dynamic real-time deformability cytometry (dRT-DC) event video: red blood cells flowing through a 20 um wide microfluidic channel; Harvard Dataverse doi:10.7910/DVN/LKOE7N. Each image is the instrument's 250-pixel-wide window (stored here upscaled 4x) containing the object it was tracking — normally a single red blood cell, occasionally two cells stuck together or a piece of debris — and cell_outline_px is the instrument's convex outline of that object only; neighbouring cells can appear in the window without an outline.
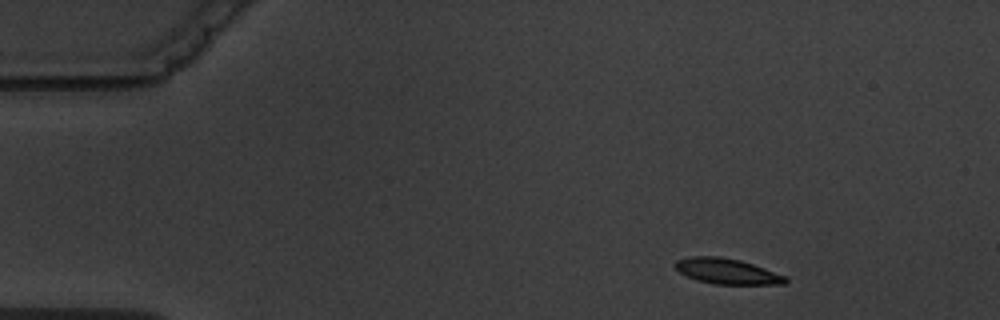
{"species": "common noctule bat (a hibernating species)", "species_latin": "Nyctalus noctula", "temperature_condition": "warm", "stored_images_in_passage": 7, "camera_frame_rate_fps": 3000, "um_per_image_px": 0.085, "animal": {"sex": "male", "body_mass_g": 19.5, "forearm_length_mm": 54.6}, "frame": {"image": 1, "passage_image": 1, "time_ms": 0.0, "image_size_px": [1000, 320], "cell_outline_px": [[788, 284], [712, 284], [696, 280], [680, 272], [676, 268], [676, 260], [688, 256], [720, 256], [740, 260], [788, 276]], "centroid_in_image_um": [61.83, 23.06], "position_along_channel_um": 23.2, "area_um2": 16.47}}
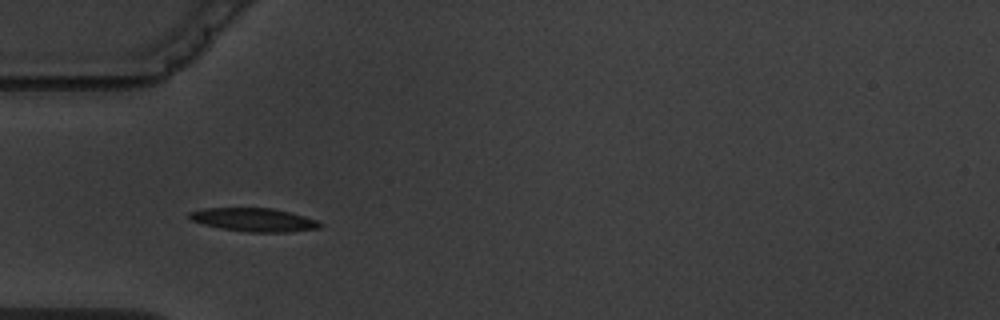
{"frame": {"image": 2, "passage_image": 4, "time_ms": 3.333, "image_size_px": [1000, 320], "cell_outline_px": [[320, 228], [288, 232], [248, 232], [220, 228], [204, 224], [192, 220], [188, 216], [188, 212], [204, 208], [272, 208], [304, 216], [316, 220], [320, 224]], "centroid_in_image_um": [21.55, 18.68], "position_along_channel_um": 63.4, "area_um2": 17.63}}
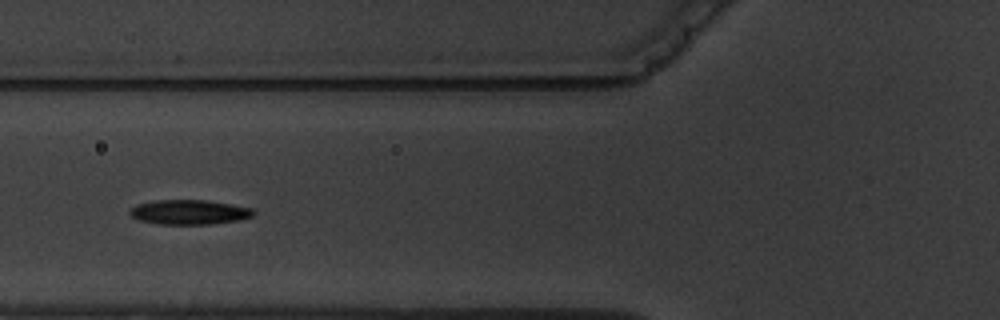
{"frame": {"image": 3, "passage_image": 5, "time_ms": 4.667, "image_size_px": [1000, 320], "cell_outline_px": [[256, 212], [252, 216], [236, 220], [208, 224], [156, 224], [140, 220], [132, 216], [128, 212], [136, 204], [156, 200], [204, 200], [252, 208]], "centroid_in_image_um": [16.04, 18.03], "position_along_channel_um": 109.8, "area_um2": 17.51}}